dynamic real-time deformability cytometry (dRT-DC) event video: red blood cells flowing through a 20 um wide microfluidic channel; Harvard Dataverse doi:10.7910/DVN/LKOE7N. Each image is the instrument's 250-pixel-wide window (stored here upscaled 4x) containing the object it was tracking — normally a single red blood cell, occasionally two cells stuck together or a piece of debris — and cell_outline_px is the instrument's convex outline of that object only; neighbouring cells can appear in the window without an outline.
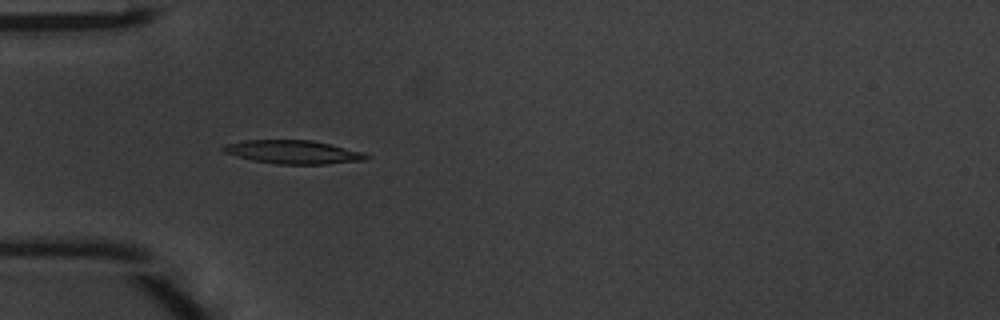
{"species": "common noctule bat (a hibernating species)", "species_latin": "Nyctalus noctula", "temperature_condition": "warm", "stored_images_in_passage": 48, "camera_frame_rate_fps": 3000, "um_per_image_px": 0.085, "animal": {"sex": "male", "body_mass_g": 20.1, "forearm_length_mm": 53.5}, "frame": {"image": 1, "passage_image": 15, "time_ms": 4.667, "image_size_px": [1000, 320], "cell_outline_px": [[372, 156], [364, 160], [324, 164], [276, 164], [252, 160], [236, 156], [224, 152], [220, 148], [224, 144], [244, 140], [312, 140], [364, 152]], "centroid_in_image_um": [24.9, 12.92], "position_along_channel_um": 60.1, "area_um2": 19.59}}
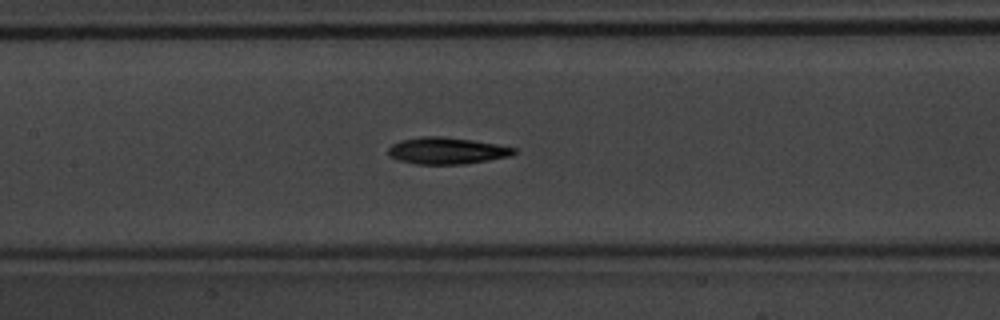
{"frame": {"image": 2, "passage_image": 23, "time_ms": 7.333, "image_size_px": [1000, 320], "cell_outline_px": [[516, 152], [512, 156], [464, 164], [416, 164], [396, 160], [388, 156], [388, 148], [392, 144], [400, 140], [420, 136], [440, 136], [472, 140], [496, 144], [516, 148]], "centroid_in_image_um": [37.94, 12.81], "position_along_channel_um": 169.5, "area_um2": 19.71}}
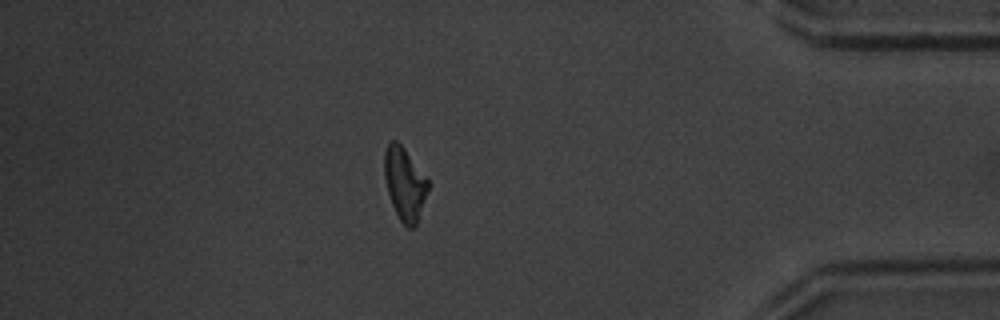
{"frame": {"image": 3, "passage_image": 42, "time_ms": 13.667, "image_size_px": [1000, 320], "cell_outline_px": [[432, 184], [416, 224], [412, 228], [408, 228], [400, 220], [392, 204], [388, 192], [384, 176], [384, 152], [388, 144], [392, 140], [396, 140], [404, 148]], "centroid_in_image_um": [34.42, 15.62], "position_along_channel_um": 400.8, "area_um2": 18.61}, "authors_computed_cell_mechanics": {"area_um2": 18.785, "velocity_mm_per_s": 4.2142, "shape_relaxation_time_tau1_ms": 4.2653, "shape_relaxation_time_tau2_ms": 4.2054, "deformation_change_tau1": 0.1729, "deformation_change_tau2": 0.1279}}